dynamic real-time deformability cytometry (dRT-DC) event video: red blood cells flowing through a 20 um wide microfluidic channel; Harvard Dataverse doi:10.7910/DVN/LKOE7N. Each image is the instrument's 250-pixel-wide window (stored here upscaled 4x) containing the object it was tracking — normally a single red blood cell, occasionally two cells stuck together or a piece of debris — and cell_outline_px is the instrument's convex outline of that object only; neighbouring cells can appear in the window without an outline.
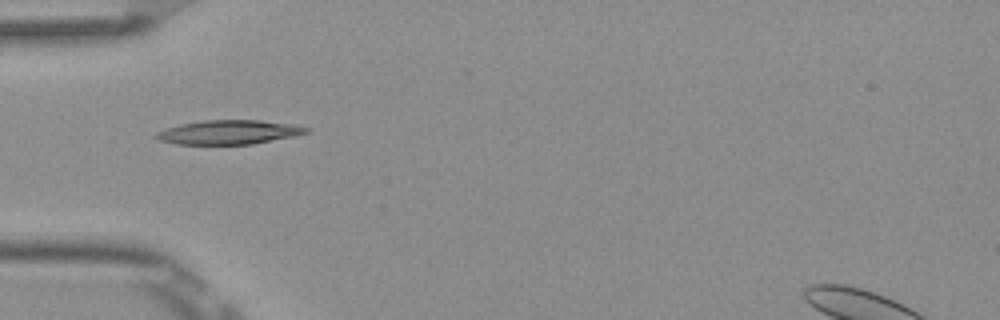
{"species": "Egyptian fruit bat (a non-hibernating species)", "species_latin": "Rousettus aegyptiacus", "temperature_condition": "room temperature", "stored_images_in_passage": 6, "camera_frame_rate_fps": 3000, "um_per_image_px": 0.085, "frame": {"image": 1, "passage_image": 5, "time_ms": 1.333, "image_size_px": [1000, 320], "cell_outline_px": [[312, 132], [296, 136], [252, 144], [176, 144], [160, 140], [152, 136], [156, 132], [164, 128], [180, 124], [204, 120], [260, 120], [296, 124], [312, 128]], "centroid_in_image_um": [19.52, 11.23], "position_along_channel_um": 65.5, "area_um2": 21.5}}
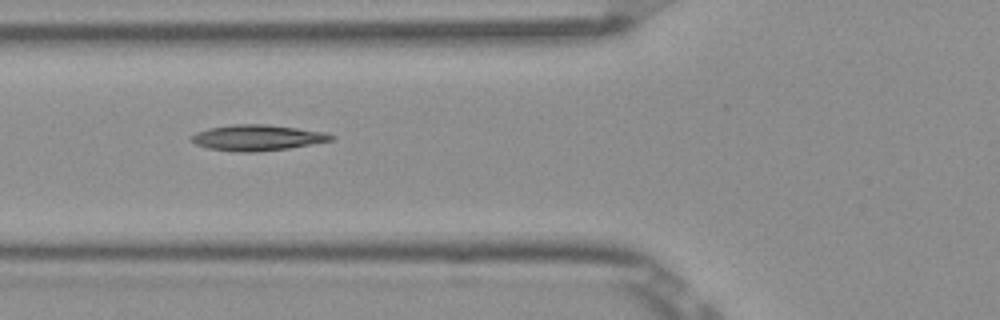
{"frame": {"image": 2, "passage_image": 6, "time_ms": 1.667, "image_size_px": [1000, 320], "cell_outline_px": [[336, 136], [332, 140], [288, 148], [256, 152], [236, 152], [208, 148], [196, 144], [188, 140], [188, 136], [196, 132], [208, 128], [232, 124], [268, 124], [328, 132]], "centroid_in_image_um": [21.83, 11.69], "position_along_channel_um": 104.0, "area_um2": 21.27}}